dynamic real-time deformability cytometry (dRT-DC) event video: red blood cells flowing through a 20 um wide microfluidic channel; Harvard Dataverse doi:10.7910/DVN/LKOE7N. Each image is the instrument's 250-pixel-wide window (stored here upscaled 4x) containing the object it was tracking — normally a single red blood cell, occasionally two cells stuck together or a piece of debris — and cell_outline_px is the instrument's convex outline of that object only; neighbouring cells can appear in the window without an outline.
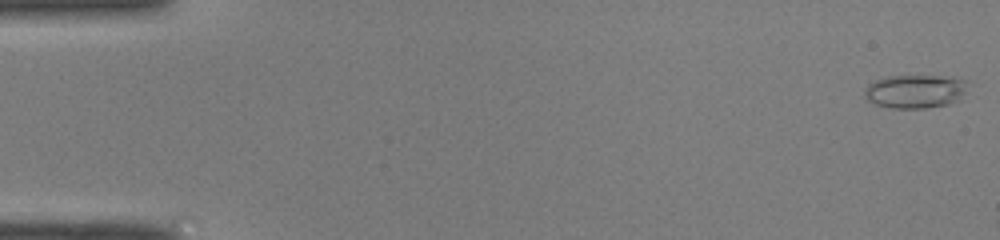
{"species": "common noctule bat (a hibernating species)", "species_latin": "Nyctalus noctula", "temperature_condition": "room temperature", "stored_images_in_passage": 2, "camera_frame_rate_fps": 3000, "um_per_image_px": 0.085, "animal": {"sex": "male", "body_mass_g": 19.0, "forearm_length_mm": 50.8}, "frame": {"image": 1, "passage_image": 1, "time_ms": 0.0, "image_size_px": [1000, 240], "cell_outline_px": [[964, 92], [956, 100], [948, 104], [924, 108], [892, 108], [876, 104], [868, 100], [864, 92], [868, 84], [876, 80], [888, 76], [952, 76], [964, 80]], "centroid_in_image_um": [77.75, 7.76], "position_along_channel_um": 7.3, "area_um2": 19.77}}